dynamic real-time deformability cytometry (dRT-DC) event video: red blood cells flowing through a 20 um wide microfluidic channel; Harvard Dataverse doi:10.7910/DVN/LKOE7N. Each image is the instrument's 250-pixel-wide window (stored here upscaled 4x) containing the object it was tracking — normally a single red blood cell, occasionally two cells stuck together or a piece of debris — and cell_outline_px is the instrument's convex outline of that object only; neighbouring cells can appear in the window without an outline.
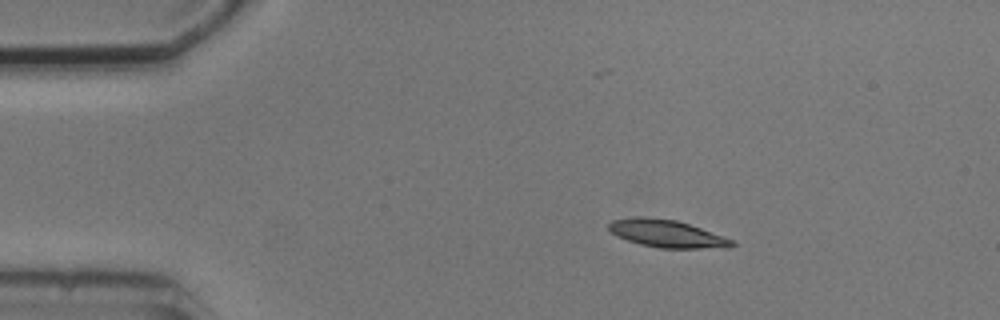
{"species": "common noctule bat (a hibernating species)", "species_latin": "Nyctalus noctula", "temperature_condition": "cold", "stored_images_in_passage": 4, "camera_frame_rate_fps": 3000, "um_per_image_px": 0.085, "animal": {"sex": "male", "body_mass_g": 20.5, "forearm_length_mm": 52.5}, "frame": {"image": 1, "passage_image": 1, "time_ms": 0.0, "image_size_px": [1000, 320], "cell_outline_px": [[736, 244], [728, 248], [660, 248], [640, 244], [616, 236], [608, 228], [608, 224], [612, 220], [640, 216], [644, 216], [676, 220], [724, 236], [732, 240]], "centroid_in_image_um": [56.68, 19.86], "position_along_channel_um": 28.3, "area_um2": 19.65}}
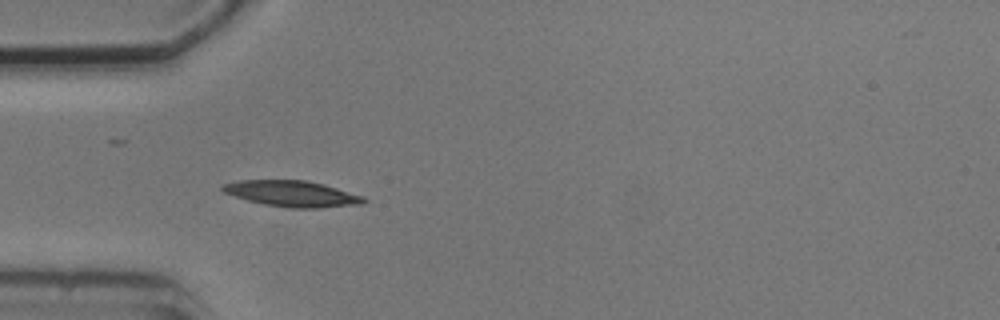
{"frame": {"image": 2, "passage_image": 3, "time_ms": 2.333, "image_size_px": [1000, 320], "cell_outline_px": [[368, 200], [364, 204], [320, 208], [288, 208], [264, 204], [248, 200], [224, 192], [220, 188], [220, 184], [240, 180], [304, 180], [324, 184], [364, 196]], "centroid_in_image_um": [24.86, 16.46], "position_along_channel_um": 60.1, "area_um2": 21.5}}
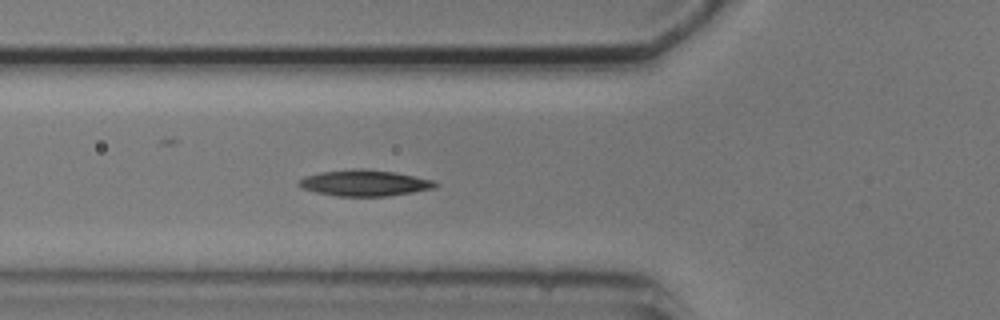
{"frame": {"image": 3, "passage_image": 4, "time_ms": 3.333, "image_size_px": [1000, 320], "cell_outline_px": [[440, 184], [436, 188], [388, 196], [336, 196], [316, 192], [300, 188], [296, 184], [304, 176], [320, 172], [352, 168], [368, 168], [392, 172], [432, 180]], "centroid_in_image_um": [30.94, 15.55], "position_along_channel_um": 94.9, "area_um2": 20.87}}